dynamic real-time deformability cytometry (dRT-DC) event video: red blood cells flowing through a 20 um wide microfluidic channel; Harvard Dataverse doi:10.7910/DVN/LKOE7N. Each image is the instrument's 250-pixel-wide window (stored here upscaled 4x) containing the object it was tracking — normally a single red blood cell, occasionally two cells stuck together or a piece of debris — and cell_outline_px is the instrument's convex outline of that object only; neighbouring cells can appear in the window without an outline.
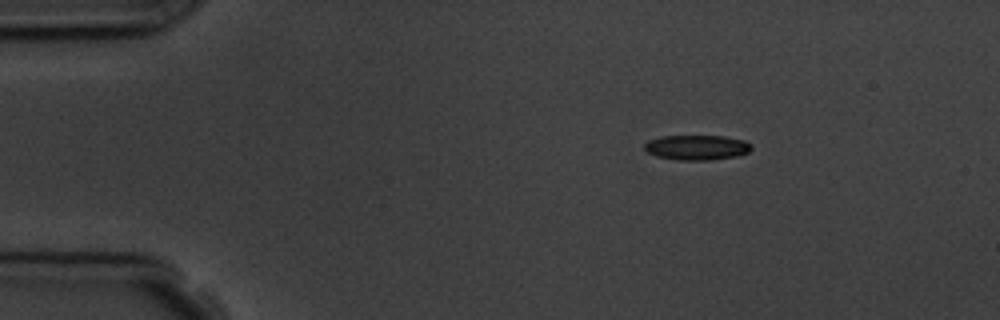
{"species": "common noctule bat (a hibernating species)", "species_latin": "Nyctalus noctula", "temperature_condition": "room temperature", "stored_images_in_passage": 2, "camera_frame_rate_fps": 3000, "um_per_image_px": 0.085, "animal": {"sex": "male", "body_mass_g": 19.5, "forearm_length_mm": 54.6}, "frame": {"image": 1, "passage_image": 1, "time_ms": 0.0, "image_size_px": [1000, 320], "cell_outline_px": [[752, 148], [748, 152], [736, 156], [708, 160], [680, 160], [656, 156], [648, 152], [644, 148], [644, 144], [648, 140], [660, 136], [724, 136], [744, 140], [752, 144]], "centroid_in_image_um": [59.23, 12.52], "position_along_channel_um": 25.8, "area_um2": 15.55}}